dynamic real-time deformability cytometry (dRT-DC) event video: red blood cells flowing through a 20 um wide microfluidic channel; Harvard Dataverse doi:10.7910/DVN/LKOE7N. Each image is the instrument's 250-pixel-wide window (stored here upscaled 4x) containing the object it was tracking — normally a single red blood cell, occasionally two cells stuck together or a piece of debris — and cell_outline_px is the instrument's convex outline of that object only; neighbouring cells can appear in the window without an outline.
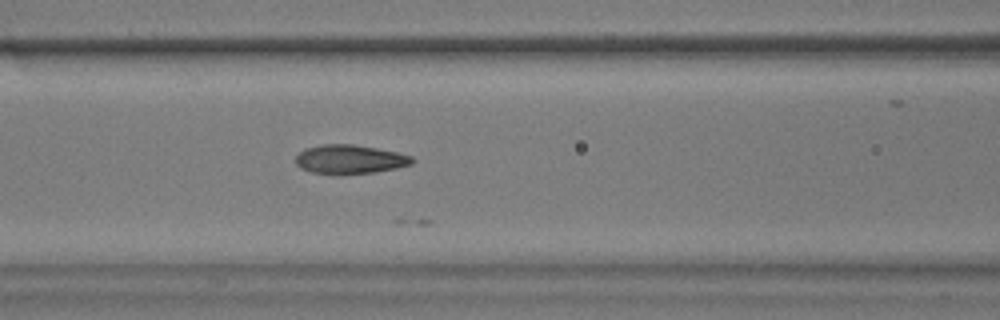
{"species": "common noctule bat (a hibernating species)", "species_latin": "Nyctalus noctula", "temperature_condition": "warm", "stored_images_in_passage": 28, "camera_frame_rate_fps": 3000, "um_per_image_px": 0.085, "animal": {"sex": "male", "body_mass_g": 17.9}, "frame": {"image": 1, "passage_image": 21, "time_ms": 6.667, "image_size_px": [1000, 320], "cell_outline_px": [[416, 160], [412, 164], [396, 168], [376, 172], [340, 176], [312, 172], [300, 168], [296, 164], [296, 156], [304, 148], [324, 144], [352, 144], [376, 148], [396, 152], [412, 156]], "centroid_in_image_um": [29.73, 13.56], "position_along_channel_um": 136.9, "area_um2": 20.06}}